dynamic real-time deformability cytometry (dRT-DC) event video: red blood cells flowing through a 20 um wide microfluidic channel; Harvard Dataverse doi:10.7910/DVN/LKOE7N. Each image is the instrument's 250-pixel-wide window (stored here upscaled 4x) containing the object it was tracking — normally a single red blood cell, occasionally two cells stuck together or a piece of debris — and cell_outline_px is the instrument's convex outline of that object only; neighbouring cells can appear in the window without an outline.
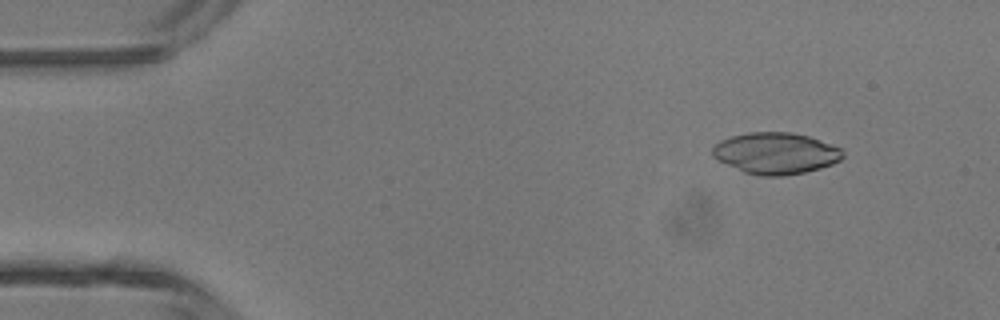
{"species": "common noctule bat (a hibernating species)", "species_latin": "Nyctalus noctula", "temperature_condition": "room temperature", "stored_images_in_passage": 46, "camera_frame_rate_fps": 3000, "um_per_image_px": 0.085, "animal": {"sex": "male", "body_mass_g": 13.3}, "frame": {"image": 1, "passage_image": 5, "time_ms": 1.333, "image_size_px": [1000, 320], "cell_outline_px": [[844, 156], [840, 160], [832, 164], [820, 168], [804, 172], [784, 176], [760, 176], [744, 172], [712, 156], [712, 148], [720, 140], [732, 136], [748, 132], [792, 132], [808, 136], [840, 148], [844, 152]], "centroid_in_image_um": [65.94, 13.02], "position_along_channel_um": 19.1, "area_um2": 31.27}}
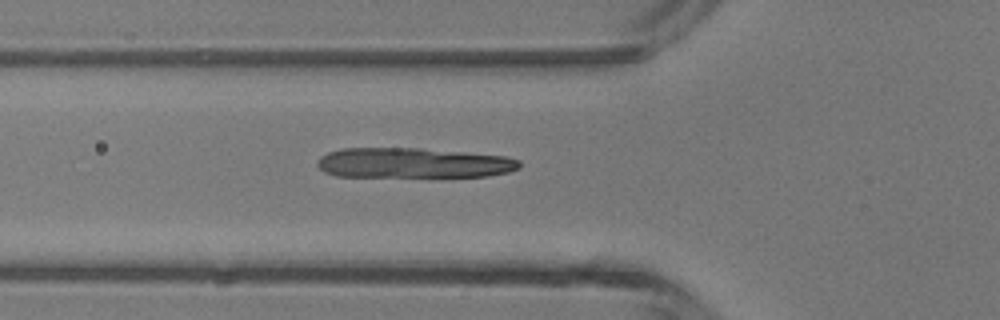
{"frame": {"image": 2, "passage_image": 16, "time_ms": 5.0, "image_size_px": [1000, 320], "cell_outline_px": [[520, 168], [508, 172], [488, 176], [336, 176], [324, 172], [316, 164], [320, 156], [328, 152], [344, 148], [420, 148], [464, 152], [504, 156], [520, 160]], "centroid_in_image_um": [35.11, 13.84], "position_along_channel_um": 90.7, "area_um2": 35.37}}
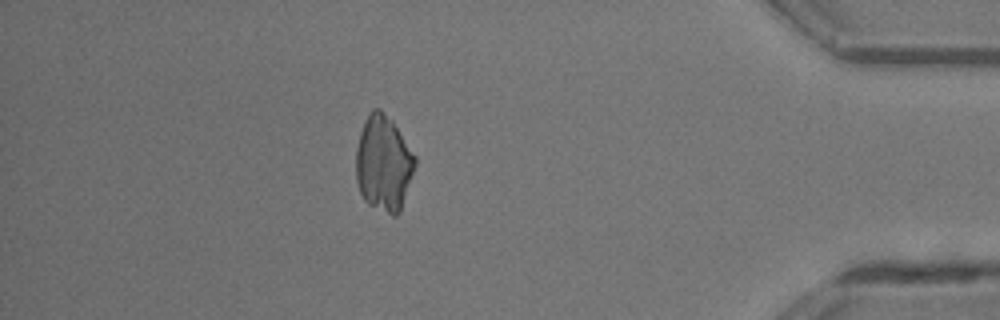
{"frame": {"image": 3, "passage_image": 40, "time_ms": 13.0, "image_size_px": [1000, 320], "cell_outline_px": [[416, 164], [400, 212], [396, 216], [392, 216], [368, 204], [364, 200], [360, 192], [356, 180], [356, 148], [360, 132], [364, 120], [372, 108], [380, 108], [392, 120], [416, 156]], "centroid_in_image_um": [32.59, 13.88], "position_along_channel_um": 402.6, "area_um2": 33.12}}